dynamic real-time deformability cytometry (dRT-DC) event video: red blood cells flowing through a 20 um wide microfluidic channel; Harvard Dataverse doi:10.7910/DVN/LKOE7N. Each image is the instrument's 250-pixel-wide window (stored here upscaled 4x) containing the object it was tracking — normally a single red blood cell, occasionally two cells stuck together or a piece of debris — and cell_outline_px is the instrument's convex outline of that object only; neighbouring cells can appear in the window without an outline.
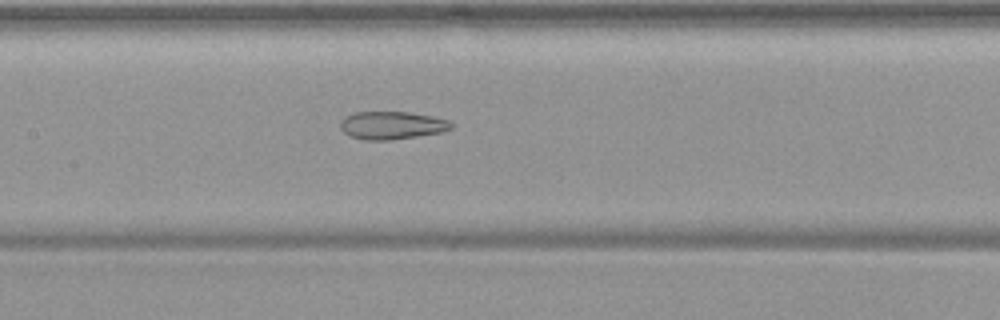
{"species": "common noctule bat (a hibernating species)", "species_latin": "Nyctalus noctula", "temperature_condition": "warm", "stored_images_in_passage": 48, "camera_frame_rate_fps": 3000, "um_per_image_px": 0.085, "animal": {"sex": "female", "body_mass_g": 19.9}, "frame": {"image": 1, "passage_image": 20, "time_ms": 6.333, "image_size_px": [1000, 320], "cell_outline_px": [[452, 128], [440, 132], [392, 140], [364, 140], [348, 136], [340, 128], [340, 120], [344, 116], [352, 112], [408, 112], [432, 116], [448, 120], [452, 124]], "centroid_in_image_um": [33.24, 10.65], "position_along_channel_um": 174.2, "area_um2": 18.09}}
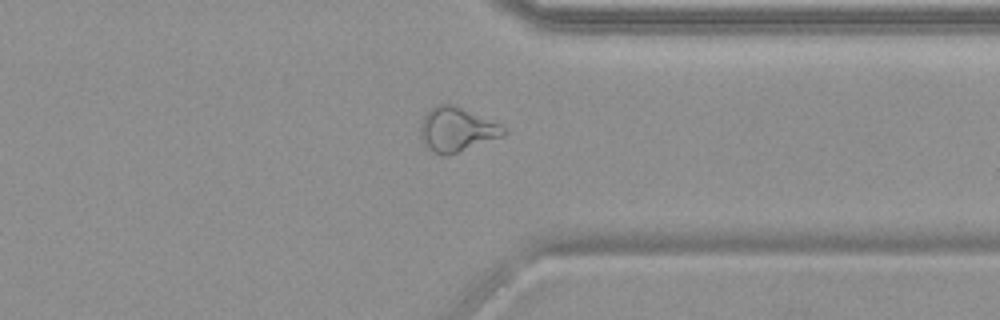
{"frame": {"image": 2, "passage_image": 36, "time_ms": 11.667, "image_size_px": [1000, 320], "cell_outline_px": [[508, 132], [504, 136], [448, 156], [444, 156], [432, 152], [420, 140], [420, 124], [424, 116], [436, 104], [456, 104], [500, 124]], "centroid_in_image_um": [38.82, 11.01], "position_along_channel_um": 372.6, "area_um2": 21.79}}
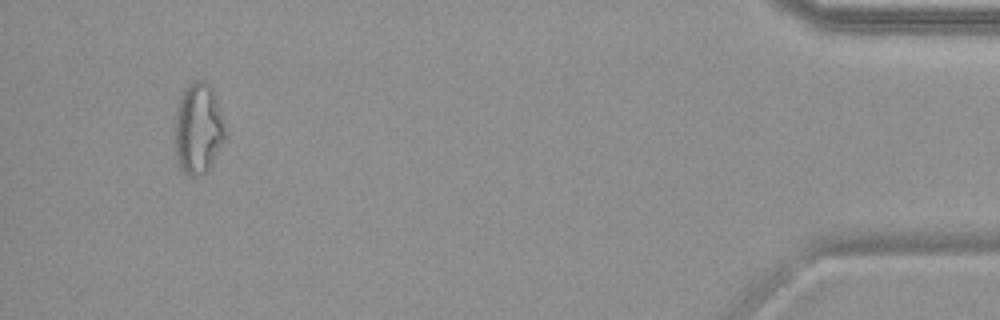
{"frame": {"image": 3, "passage_image": 45, "time_ms": 14.667, "image_size_px": [1000, 320], "cell_outline_px": [[228, 136], [208, 172], [200, 176], [188, 176], [180, 168], [176, 156], [176, 108], [180, 96], [184, 88], [188, 84], [196, 80], [204, 80], [212, 88], [216, 96]], "centroid_in_image_um": [16.89, 10.95], "position_along_channel_um": 418.3, "area_um2": 27.17}, "authors_computed_cell_mechanics": {"area_um2": 22.5709, "velocity_mm_per_s": 3.7486, "shape_relaxation_time_tau1_ms": null, "shape_relaxation_time_tau2_ms": 2.5969, "deformation_change_tau1": null, "deformation_change_tau2": 0.1139}}